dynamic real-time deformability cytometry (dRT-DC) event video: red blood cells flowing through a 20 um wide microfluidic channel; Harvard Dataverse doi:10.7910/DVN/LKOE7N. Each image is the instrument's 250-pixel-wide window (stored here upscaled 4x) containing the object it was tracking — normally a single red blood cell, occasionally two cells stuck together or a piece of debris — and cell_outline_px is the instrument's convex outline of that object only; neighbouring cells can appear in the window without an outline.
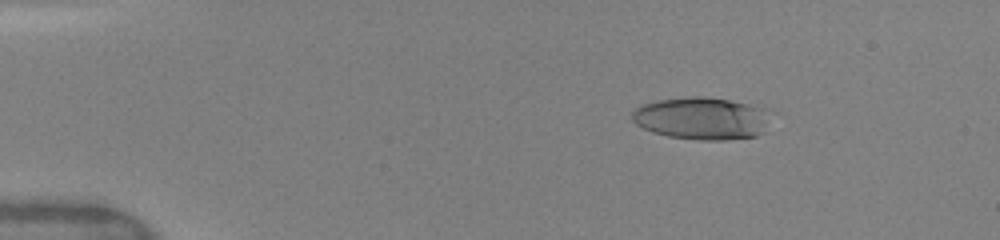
{"species": "human", "species_latin": "Homo sapiens", "temperature_condition": "warm", "stored_images_in_passage": 80, "camera_frame_rate_fps": 3000, "um_per_image_px": 0.085, "donor": {"sex": "female"}, "frame": {"image": 1, "passage_image": 7, "time_ms": 2.333, "image_size_px": [1000, 240], "cell_outline_px": [[776, 112], [764, 132], [756, 136], [724, 140], [700, 140], [668, 136], [652, 132], [636, 124], [632, 120], [632, 112], [640, 104], [656, 100], [684, 96], [704, 96], [728, 100], [748, 104], [764, 108]], "centroid_in_image_um": [59.71, 10.05], "position_along_channel_um": 25.3, "area_um2": 34.97}}
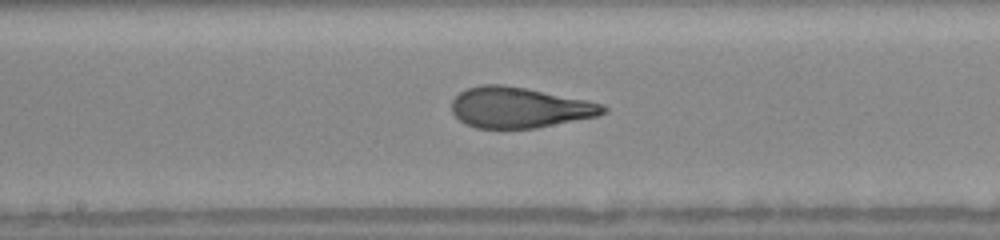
{"frame": {"image": 2, "passage_image": 40, "time_ms": 8.667, "image_size_px": [1000, 240], "cell_outline_px": [[608, 112], [596, 116], [536, 128], [476, 128], [460, 120], [452, 112], [452, 100], [460, 92], [468, 88], [480, 84], [504, 84], [588, 100], [604, 104], [608, 108]], "centroid_in_image_um": [44.17, 9.13], "position_along_channel_um": 204.0, "area_um2": 35.84}}
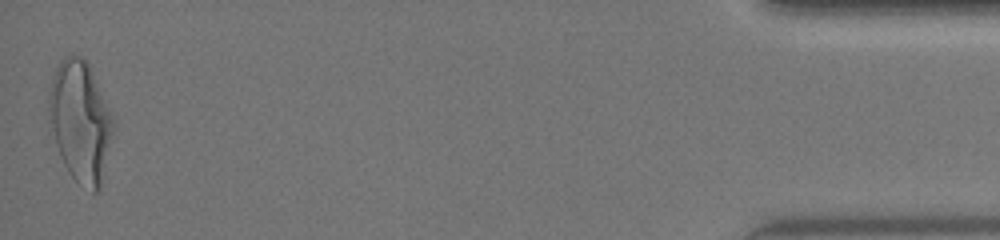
{"frame": {"image": 3, "passage_image": 79, "time_ms": 16.0, "image_size_px": [1000, 240], "cell_outline_px": [[116, 128], [100, 188], [96, 192], [92, 192], [76, 180], [68, 172], [60, 156], [48, 120], [48, 92], [52, 76], [60, 60], [64, 56], [84, 56], [116, 120]], "centroid_in_image_um": [6.85, 10.31], "position_along_channel_um": 428.4, "area_um2": 45.95}, "authors_computed_cell_mechanics": {"area_um2": 36.0383, "velocity_mm_per_s": 4.1505, "shape_relaxation_time_tau1_ms": 6.1147, "shape_relaxation_time_tau2_ms": 1.1167, "deformation_change_tau1": 0.2618, "deformation_change_tau2": 0.0977}}